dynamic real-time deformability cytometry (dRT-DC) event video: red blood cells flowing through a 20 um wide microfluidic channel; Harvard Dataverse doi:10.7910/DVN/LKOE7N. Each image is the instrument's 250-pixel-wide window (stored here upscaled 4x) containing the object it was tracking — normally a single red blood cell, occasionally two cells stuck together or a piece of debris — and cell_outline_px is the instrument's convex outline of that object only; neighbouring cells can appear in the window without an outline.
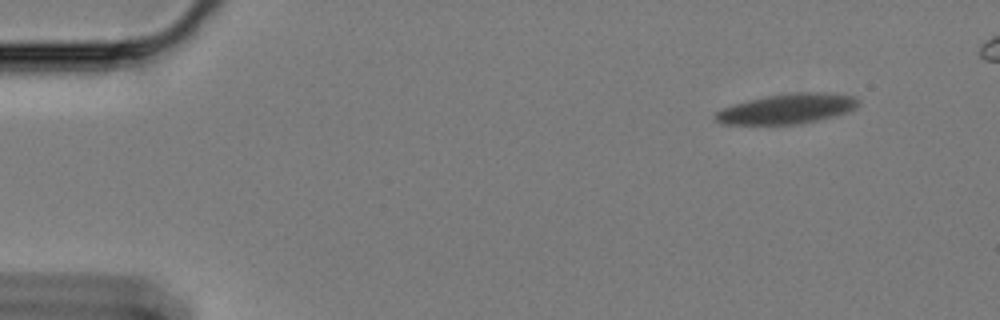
{"species": "Egyptian fruit bat (a non-hibernating species)", "species_latin": "Rousettus aegyptiacus", "temperature_condition": "cold", "stored_images_in_passage": 53, "camera_frame_rate_fps": 3000, "um_per_image_px": 0.085, "animal": {"sex": "female"}, "frame": {"image": 1, "passage_image": 1, "time_ms": 0.0, "image_size_px": [1000, 320], "cell_outline_px": [[860, 100], [856, 108], [848, 112], [836, 116], [800, 124], [724, 124], [716, 120], [712, 116], [716, 112], [724, 108], [748, 100], [768, 96], [792, 92], [828, 92], [856, 96]], "centroid_in_image_um": [66.98, 9.24], "position_along_channel_um": 18.0, "area_um2": 25.09}}
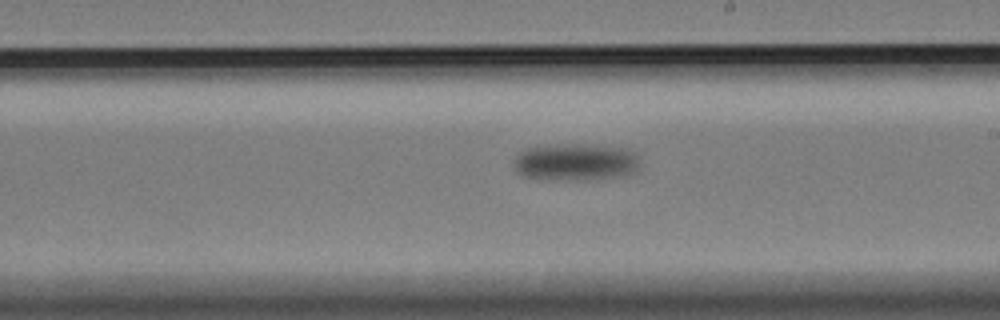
{"frame": {"image": 2, "passage_image": 33, "time_ms": 10.667, "image_size_px": [1000, 320], "cell_outline_px": [[636, 172], [624, 176], [524, 176], [516, 172], [516, 152], [524, 148], [536, 144], [584, 144], [628, 148], [636, 152]], "centroid_in_image_um": [48.9, 13.65], "position_along_channel_um": 240.1, "area_um2": 25.95}}
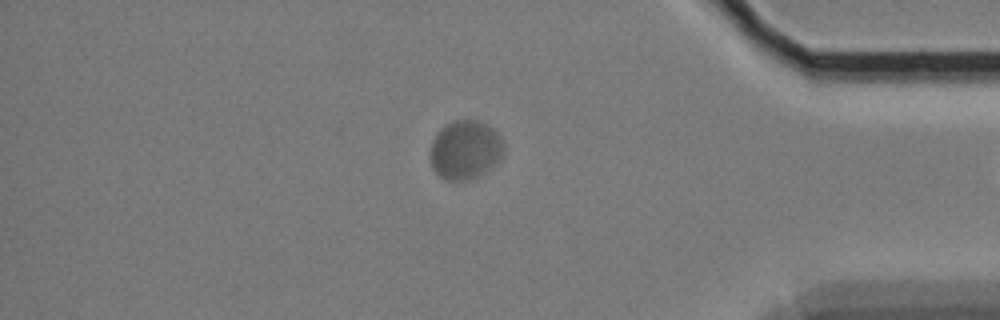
{"frame": {"image": 3, "passage_image": 51, "time_ms": 16.667, "image_size_px": [1000, 320], "cell_outline_px": [[504, 152], [500, 160], [484, 172], [468, 180], [444, 180], [432, 168], [428, 156], [428, 152], [432, 140], [436, 132], [444, 124], [452, 120], [480, 120], [488, 124], [500, 136], [504, 144]], "centroid_in_image_um": [39.5, 12.71], "position_along_channel_um": 395.7, "area_um2": 25.78}}